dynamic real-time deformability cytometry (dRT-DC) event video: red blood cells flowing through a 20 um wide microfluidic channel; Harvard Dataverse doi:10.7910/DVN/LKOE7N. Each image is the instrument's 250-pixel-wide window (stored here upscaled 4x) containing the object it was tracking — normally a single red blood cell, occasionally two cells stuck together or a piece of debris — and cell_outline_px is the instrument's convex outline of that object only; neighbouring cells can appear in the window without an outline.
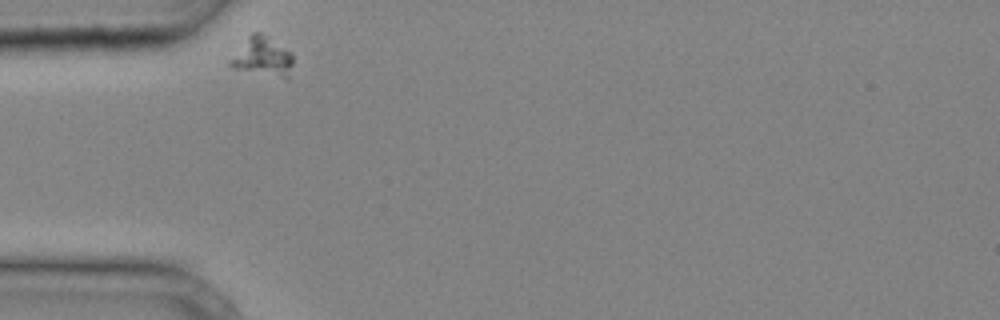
{"species": "common noctule bat (a hibernating species)", "species_latin": "Nyctalus noctula", "temperature_condition": "cold", "stored_images_in_passage": 24, "camera_frame_rate_fps": 3000, "um_per_image_px": 0.085, "animal": {"sex": "male", "body_mass_g": 20.4}, "frame": {"image": 1, "passage_image": 1, "time_ms": 0.0, "image_size_px": [1000, 320], "cell_outline_px": [[292, 64], [288, 80], [236, 68], [228, 64], [228, 60], [248, 36], [252, 32], [260, 32], [292, 52]], "centroid_in_image_um": [22.33, 4.83], "position_along_channel_um": 62.7, "area_um2": 14.22}}
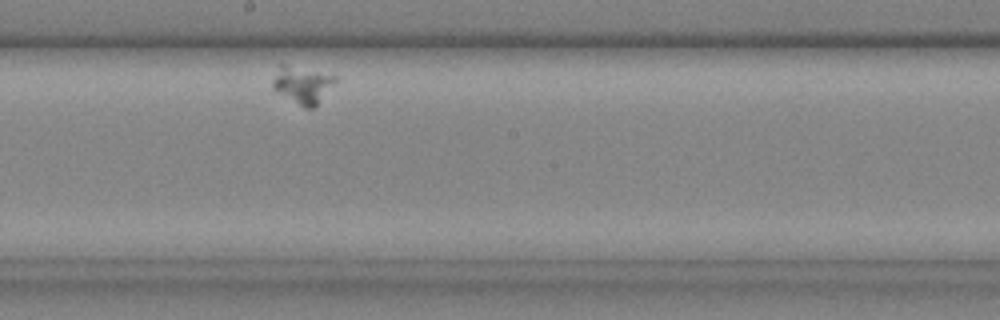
{"frame": {"image": 2, "passage_image": 13, "time_ms": 4.0, "image_size_px": [1000, 320], "cell_outline_px": [[336, 80], [316, 104], [312, 108], [304, 108], [272, 88], [272, 80], [280, 64], [284, 64], [336, 76]], "centroid_in_image_um": [25.66, 7.2], "position_along_channel_um": 222.5, "area_um2": 12.95}}
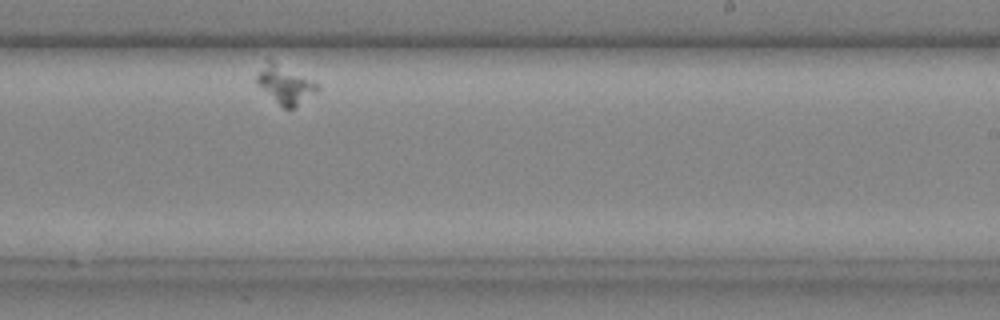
{"frame": {"image": 3, "passage_image": 16, "time_ms": 5.0, "image_size_px": [1000, 320], "cell_outline_px": [[320, 88], [316, 92], [292, 108], [284, 108], [256, 84], [256, 76], [268, 56], [320, 84]], "centroid_in_image_um": [24.22, 7.12], "position_along_channel_um": 264.8, "area_um2": 13.58}}